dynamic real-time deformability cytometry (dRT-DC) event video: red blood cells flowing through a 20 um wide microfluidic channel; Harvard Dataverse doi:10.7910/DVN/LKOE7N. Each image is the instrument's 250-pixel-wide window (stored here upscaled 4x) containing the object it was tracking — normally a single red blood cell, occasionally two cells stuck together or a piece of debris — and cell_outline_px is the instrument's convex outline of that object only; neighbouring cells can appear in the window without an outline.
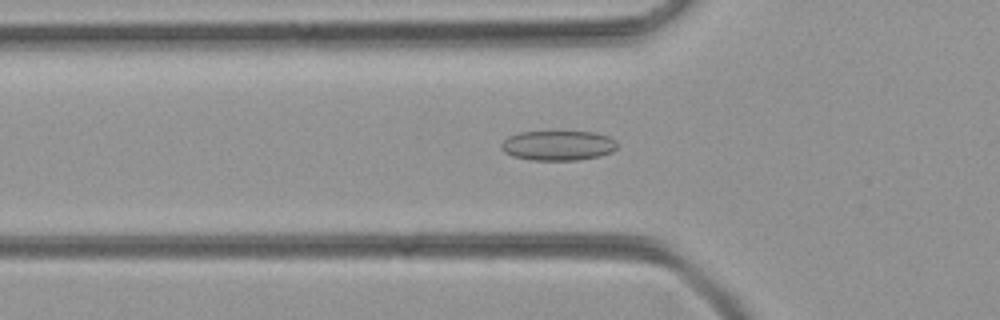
{"species": "common noctule bat (a hibernating species)", "species_latin": "Nyctalus noctula", "temperature_condition": "room temperature", "stored_images_in_passage": 41, "camera_frame_rate_fps": 3000, "um_per_image_px": 0.085, "animal": {"sex": "female", "body_mass_g": 21.9}, "frame": {"image": 1, "passage_image": 7, "time_ms": 2.0, "image_size_px": [1000, 320], "cell_outline_px": [[616, 148], [612, 152], [600, 156], [576, 160], [532, 160], [512, 156], [504, 152], [500, 148], [500, 144], [508, 136], [520, 132], [592, 132], [608, 136], [616, 140]], "centroid_in_image_um": [47.41, 12.37], "position_along_channel_um": 78.4, "area_um2": 20.17}}
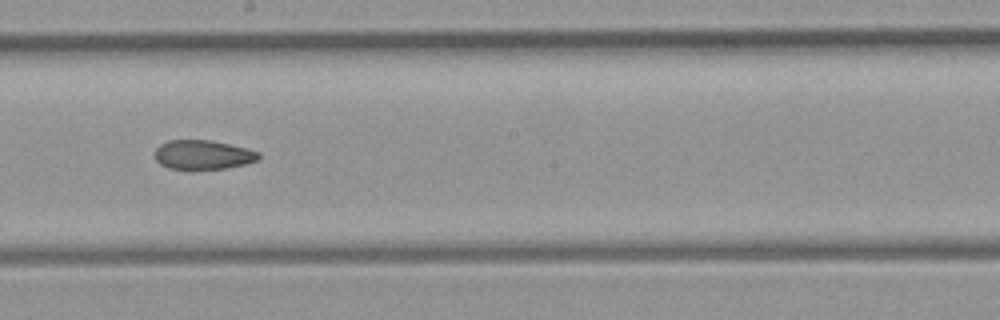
{"frame": {"image": 2, "passage_image": 18, "time_ms": 5.667, "image_size_px": [1000, 320], "cell_outline_px": [[260, 160], [228, 168], [192, 172], [168, 168], [160, 164], [156, 160], [156, 148], [160, 144], [168, 140], [212, 140], [248, 148], [260, 152]], "centroid_in_image_um": [17.27, 13.19], "position_along_channel_um": 230.9, "area_um2": 18.5}}
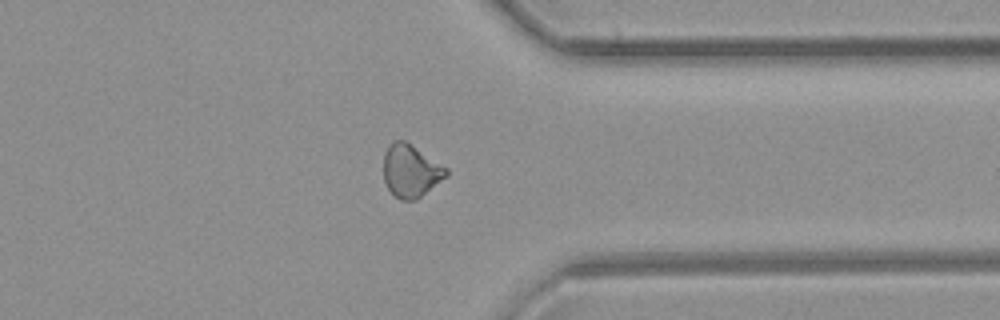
{"frame": {"image": 3, "passage_image": 29, "time_ms": 9.333, "image_size_px": [1000, 320], "cell_outline_px": [[448, 176], [416, 200], [400, 200], [388, 188], [384, 180], [384, 152], [388, 144], [392, 140], [404, 140], [448, 168]], "centroid_in_image_um": [34.91, 14.52], "position_along_channel_um": 376.5, "area_um2": 19.25}}